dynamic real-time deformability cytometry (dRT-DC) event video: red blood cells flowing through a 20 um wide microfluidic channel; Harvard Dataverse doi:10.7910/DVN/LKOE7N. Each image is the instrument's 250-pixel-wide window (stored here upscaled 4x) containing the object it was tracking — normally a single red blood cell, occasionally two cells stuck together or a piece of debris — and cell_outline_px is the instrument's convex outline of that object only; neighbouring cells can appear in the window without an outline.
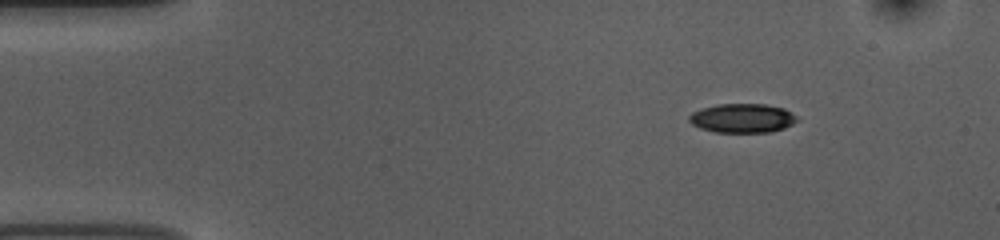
{"species": "common noctule bat (a hibernating species)", "species_latin": "Nyctalus noctula", "temperature_condition": "room temperature", "stored_images_in_passage": 47, "camera_frame_rate_fps": 3000, "um_per_image_px": 0.085, "animal": {"sex": "female", "body_mass_g": 10.0, "forearm_length_mm": 53.1}, "frame": {"image": 1, "passage_image": 1, "time_ms": 0.0, "image_size_px": [1000, 240], "cell_outline_px": [[800, 120], [784, 128], [768, 132], [716, 132], [700, 128], [692, 124], [688, 120], [688, 116], [692, 112], [716, 104], [764, 104], [784, 108], [796, 116]], "centroid_in_image_um": [63.1, 10.04], "position_along_channel_um": 21.9, "area_um2": 18.26}}
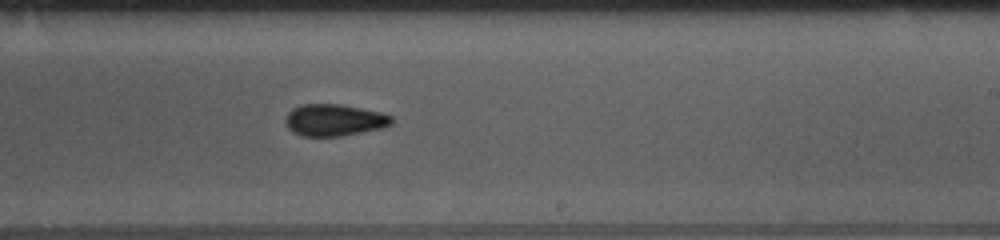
{"frame": {"image": 2, "passage_image": 26, "time_ms": 8.333, "image_size_px": [1000, 240], "cell_outline_px": [[392, 124], [380, 128], [340, 136], [300, 136], [292, 132], [288, 128], [284, 120], [288, 112], [292, 108], [300, 104], [340, 104], [380, 112], [392, 116]], "centroid_in_image_um": [28.35, 10.2], "position_along_channel_um": 260.6, "area_um2": 19.65}}
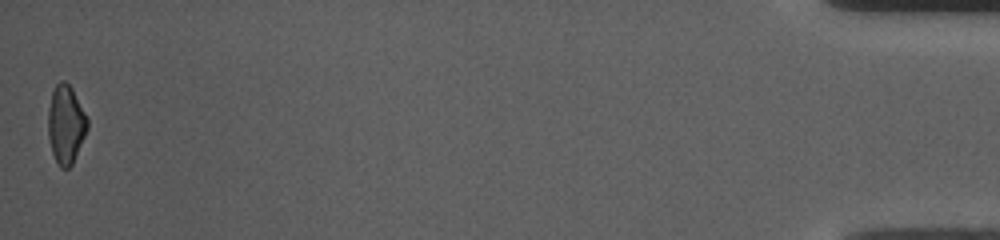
{"frame": {"image": 3, "passage_image": 47, "time_ms": 15.333, "image_size_px": [1000, 240], "cell_outline_px": [[88, 128], [72, 164], [68, 168], [60, 168], [52, 152], [48, 136], [48, 108], [52, 92], [56, 84], [60, 80], [64, 80], [72, 88], [88, 120]], "centroid_in_image_um": [5.58, 10.56], "position_along_channel_um": 429.6, "area_um2": 17.8}, "authors_computed_cell_mechanics": {"area_um2": 19.074, "velocity_mm_per_s": 3.764, "shape_relaxation_time_tau1_ms": 5.5844, "shape_relaxation_time_tau2_ms": 3.8504, "deformation_change_tau1": 0.1682, "deformation_change_tau2": 0.1099}}